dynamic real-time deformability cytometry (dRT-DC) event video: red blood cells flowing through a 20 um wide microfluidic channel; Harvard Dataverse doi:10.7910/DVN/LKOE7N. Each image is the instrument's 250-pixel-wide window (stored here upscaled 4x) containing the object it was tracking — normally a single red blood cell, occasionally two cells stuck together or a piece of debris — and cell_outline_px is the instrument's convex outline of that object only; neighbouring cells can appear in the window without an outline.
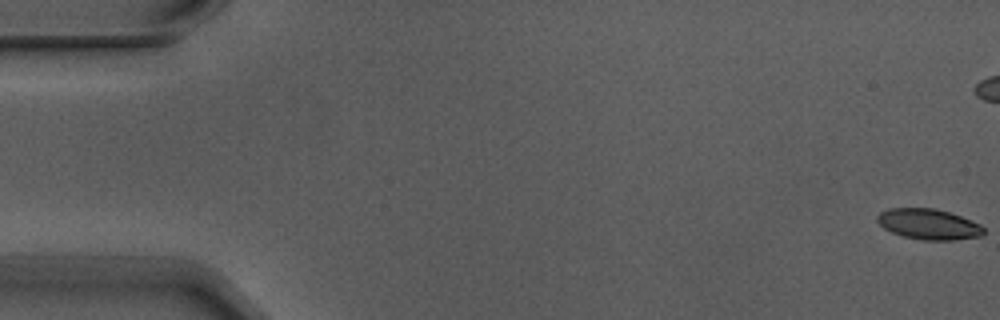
{"species": "Egyptian fruit bat (a non-hibernating species)", "species_latin": "Rousettus aegyptiacus", "temperature_condition": "warm", "stored_images_in_passage": 6, "camera_frame_rate_fps": 3000, "um_per_image_px": 0.085, "animal": {"sex": "male"}, "frame": {"image": 1, "passage_image": 1, "time_ms": 0.0, "image_size_px": [1000, 320], "cell_outline_px": [[984, 232], [980, 236], [952, 240], [924, 240], [904, 236], [892, 232], [884, 228], [876, 220], [876, 216], [880, 212], [888, 208], [936, 208], [960, 216], [980, 224], [984, 228]], "centroid_in_image_um": [78.91, 19.04], "position_along_channel_um": 6.1, "area_um2": 18.84}}
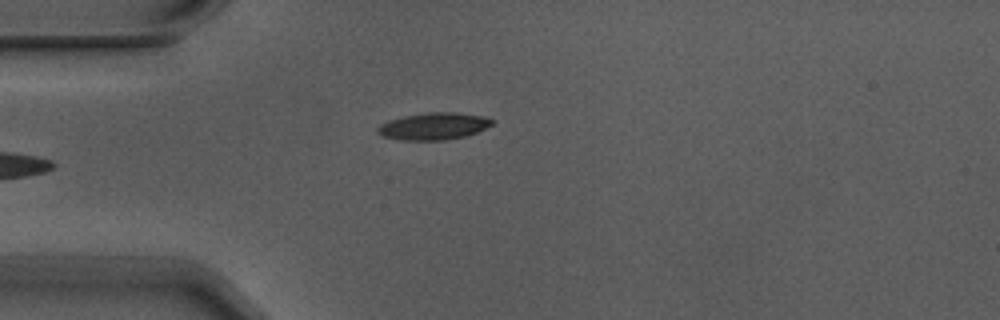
{"frame": {"image": 2, "passage_image": 6, "time_ms": 1.667, "image_size_px": [1000, 320], "cell_outline_px": [[492, 124], [476, 132], [464, 136], [444, 140], [400, 140], [384, 136], [376, 132], [376, 128], [380, 124], [388, 120], [404, 116], [428, 112], [456, 112], [484, 116], [492, 120]], "centroid_in_image_um": [36.81, 10.72], "position_along_channel_um": 48.2, "area_um2": 17.92}}